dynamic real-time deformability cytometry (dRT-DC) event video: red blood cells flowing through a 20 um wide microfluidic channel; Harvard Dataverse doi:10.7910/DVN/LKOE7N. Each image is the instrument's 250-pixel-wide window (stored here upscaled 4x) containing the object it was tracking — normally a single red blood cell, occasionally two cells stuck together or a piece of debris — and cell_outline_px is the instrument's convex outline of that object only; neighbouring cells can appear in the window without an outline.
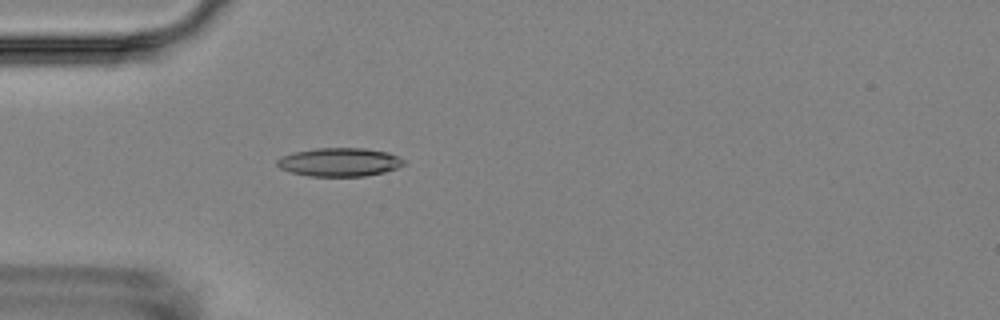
{"species": "Egyptian fruit bat (a non-hibernating species)", "species_latin": "Rousettus aegyptiacus", "temperature_condition": "room temperature", "stored_images_in_passage": 3, "camera_frame_rate_fps": 3000, "um_per_image_px": 0.085, "animal": {"sex": "female"}, "frame": {"image": 1, "passage_image": 3, "time_ms": 2.333, "image_size_px": [1000, 320], "cell_outline_px": [[404, 164], [396, 168], [384, 172], [364, 176], [308, 176], [292, 172], [280, 168], [276, 164], [276, 160], [280, 156], [292, 152], [316, 148], [364, 148], [388, 152], [404, 160]], "centroid_in_image_um": [28.81, 13.77], "position_along_channel_um": 56.2, "area_um2": 21.04}}